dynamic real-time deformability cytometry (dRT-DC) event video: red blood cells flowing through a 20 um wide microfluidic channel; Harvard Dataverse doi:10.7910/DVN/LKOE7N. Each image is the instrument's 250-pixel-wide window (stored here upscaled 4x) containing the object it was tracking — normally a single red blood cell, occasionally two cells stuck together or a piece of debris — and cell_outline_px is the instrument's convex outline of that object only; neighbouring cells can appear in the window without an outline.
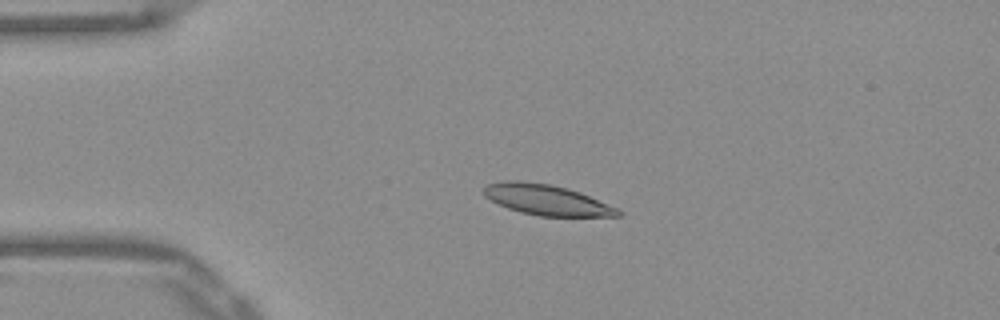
{"species": "Egyptian fruit bat (a non-hibernating species)", "species_latin": "Rousettus aegyptiacus", "temperature_condition": "warm", "stored_images_in_passage": 51, "camera_frame_rate_fps": 3000, "um_per_image_px": 0.085, "frame": {"image": 1, "passage_image": 11, "time_ms": 3.333, "image_size_px": [1000, 320], "cell_outline_px": [[624, 212], [620, 216], [540, 216], [520, 212], [508, 208], [484, 196], [484, 188], [488, 184], [504, 180], [516, 180], [548, 184], [568, 188], [580, 192], [616, 208]], "centroid_in_image_um": [46.46, 16.99], "position_along_channel_um": 38.5, "area_um2": 23.58}}
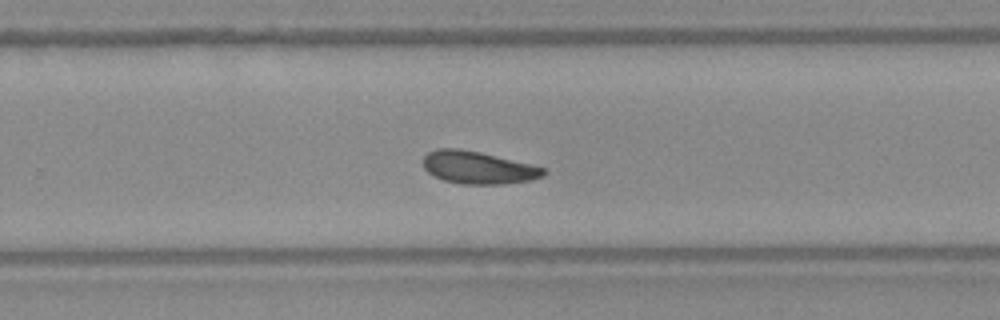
{"frame": {"image": 2, "passage_image": 33, "time_ms": 10.667, "image_size_px": [1000, 320], "cell_outline_px": [[548, 172], [544, 176], [532, 180], [504, 184], [460, 184], [444, 180], [428, 172], [424, 168], [424, 156], [428, 152], [436, 148], [460, 148], [480, 152], [544, 168]], "centroid_in_image_um": [40.63, 14.25], "position_along_channel_um": 289.2, "area_um2": 22.72}}
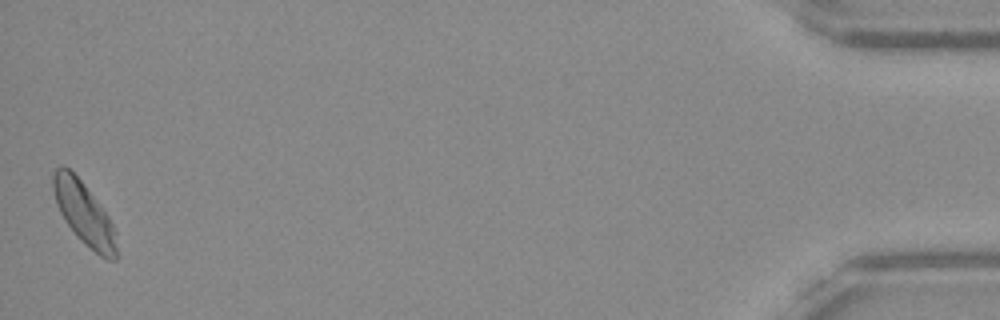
{"frame": {"image": 3, "passage_image": 51, "time_ms": 16.667, "image_size_px": [1000, 320], "cell_outline_px": [[116, 260], [108, 260], [100, 256], [84, 244], [76, 236], [64, 220], [56, 204], [52, 188], [52, 172], [56, 168], [64, 164], [84, 184], [108, 216], [116, 232]], "centroid_in_image_um": [7.11, 18.14], "position_along_channel_um": 428.1, "area_um2": 23.12}, "authors_computed_cell_mechanics": {"area_um2": 22.9466, "velocity_mm_per_s": 3.857, "shape_relaxation_time_tau1_ms": null, "shape_relaxation_time_tau2_ms": 10.6993, "deformation_change_tau1": null, "deformation_change_tau2": 0.163}}